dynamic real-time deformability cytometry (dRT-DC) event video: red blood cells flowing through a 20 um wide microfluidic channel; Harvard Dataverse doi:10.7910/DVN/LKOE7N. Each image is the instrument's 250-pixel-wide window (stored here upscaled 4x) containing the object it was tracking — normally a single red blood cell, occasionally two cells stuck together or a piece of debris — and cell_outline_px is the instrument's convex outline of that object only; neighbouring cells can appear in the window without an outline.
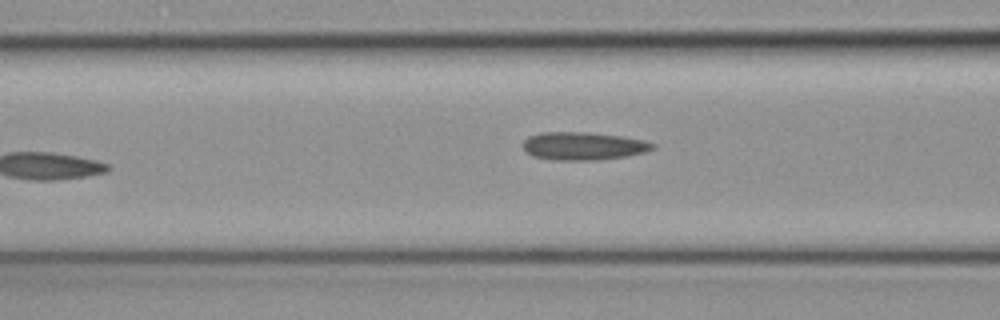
{"species": "common noctule bat (a hibernating species)", "species_latin": "Nyctalus noctula", "temperature_condition": "cold", "stored_images_in_passage": 4, "camera_frame_rate_fps": 3000, "um_per_image_px": 0.085, "animal": {"sex": "female", "body_mass_g": 19.3, "forearm_length_mm": 54.1}, "frame": {"image": 1, "passage_image": 3, "time_ms": 0.667, "image_size_px": [1000, 320], "cell_outline_px": [[656, 148], [644, 152], [624, 156], [592, 160], [556, 160], [532, 156], [520, 144], [528, 136], [540, 132], [584, 132], [620, 136], [644, 140], [656, 144]], "centroid_in_image_um": [49.55, 12.4], "position_along_channel_um": 117.1, "area_um2": 21.04}}
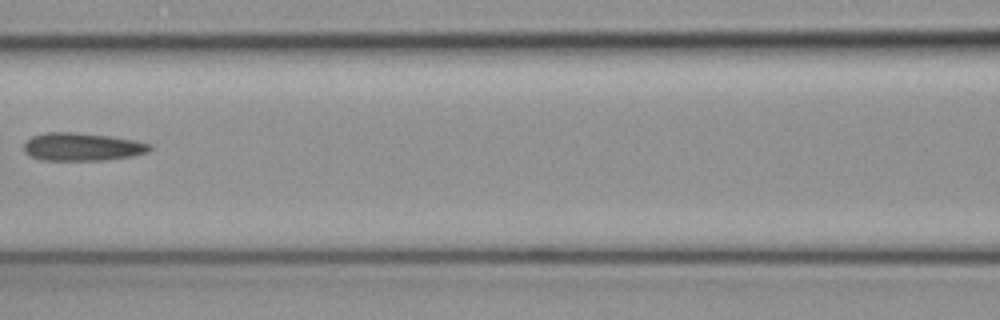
{"frame": {"image": 2, "passage_image": 4, "time_ms": 1.0, "image_size_px": [1000, 320], "cell_outline_px": [[152, 148], [148, 152], [132, 156], [104, 160], [40, 160], [24, 152], [24, 144], [32, 136], [48, 132], [76, 132], [108, 136], [136, 140], [152, 144]], "centroid_in_image_um": [7.01, 12.48], "position_along_channel_um": 159.6, "area_um2": 20.52}}